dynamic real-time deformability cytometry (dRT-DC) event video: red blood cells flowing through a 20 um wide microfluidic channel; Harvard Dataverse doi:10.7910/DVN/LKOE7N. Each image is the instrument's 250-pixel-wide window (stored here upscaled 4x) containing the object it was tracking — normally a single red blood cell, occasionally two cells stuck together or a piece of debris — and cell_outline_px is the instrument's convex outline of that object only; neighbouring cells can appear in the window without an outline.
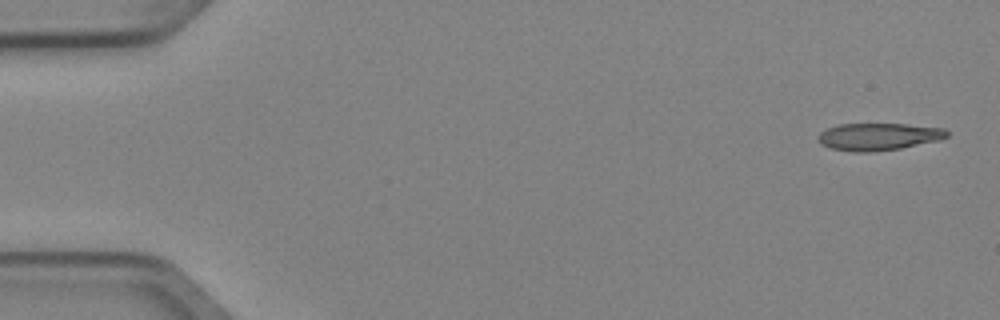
{"species": "Egyptian fruit bat (a non-hibernating species)", "species_latin": "Rousettus aegyptiacus", "temperature_condition": "cold", "stored_images_in_passage": 4, "camera_frame_rate_fps": 3000, "um_per_image_px": 0.085, "animal": {"sex": "female"}, "frame": {"image": 1, "passage_image": 1, "time_ms": 0.0, "image_size_px": [1000, 320], "cell_outline_px": [[948, 136], [940, 140], [900, 148], [872, 152], [852, 152], [832, 148], [820, 144], [816, 136], [820, 132], [828, 128], [840, 124], [908, 124], [944, 128], [948, 132]], "centroid_in_image_um": [74.66, 11.61], "position_along_channel_um": 10.3, "area_um2": 20.52}}